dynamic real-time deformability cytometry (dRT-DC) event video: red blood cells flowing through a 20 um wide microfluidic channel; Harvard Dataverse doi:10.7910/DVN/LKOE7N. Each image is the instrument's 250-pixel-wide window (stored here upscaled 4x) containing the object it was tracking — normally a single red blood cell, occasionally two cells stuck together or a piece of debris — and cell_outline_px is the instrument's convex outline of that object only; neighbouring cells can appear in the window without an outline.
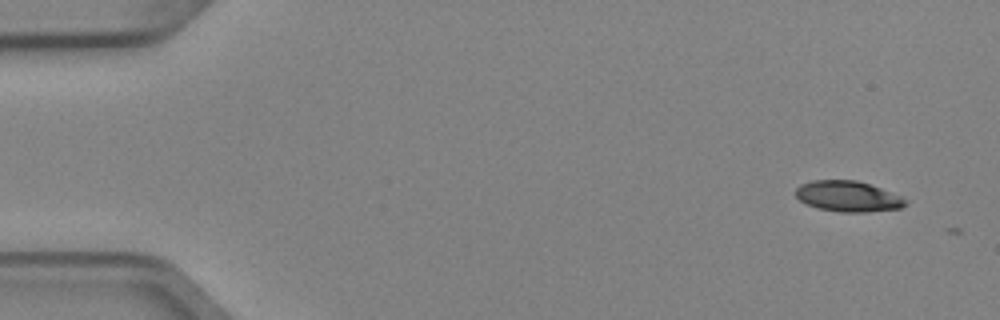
{"species": "Egyptian fruit bat (a non-hibernating species)", "species_latin": "Rousettus aegyptiacus", "temperature_condition": "cold", "stored_images_in_passage": 3, "camera_frame_rate_fps": 3000, "um_per_image_px": 0.085, "animal": {"sex": "female"}, "frame": {"image": 1, "passage_image": 1, "time_ms": 0.0, "image_size_px": [1000, 320], "cell_outline_px": [[908, 204], [900, 208], [864, 212], [840, 212], [820, 208], [808, 204], [800, 200], [796, 196], [796, 188], [800, 184], [812, 180], [856, 180], [880, 188], [900, 196], [908, 200]], "centroid_in_image_um": [72.08, 16.68], "position_along_channel_um": 12.9, "area_um2": 19.42}}